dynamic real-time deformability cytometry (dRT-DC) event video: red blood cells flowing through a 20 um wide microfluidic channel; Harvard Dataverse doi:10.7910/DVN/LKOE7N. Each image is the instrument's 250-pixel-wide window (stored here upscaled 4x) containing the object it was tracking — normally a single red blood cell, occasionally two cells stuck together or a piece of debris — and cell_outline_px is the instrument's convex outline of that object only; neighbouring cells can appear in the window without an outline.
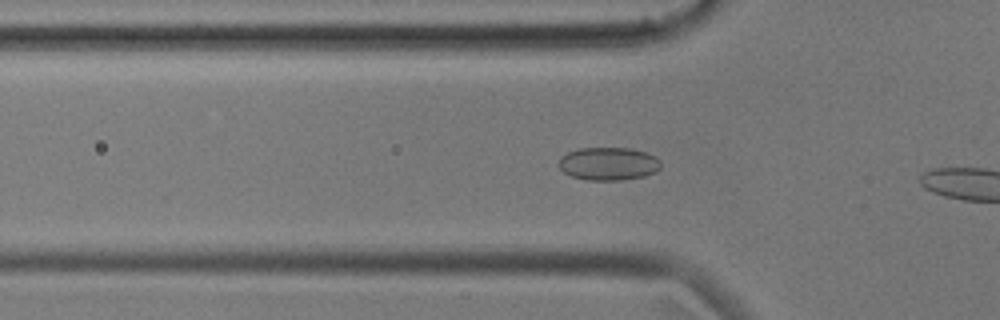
{"species": "common noctule bat (a hibernating species)", "species_latin": "Nyctalus noctula", "temperature_condition": "cold", "stored_images_in_passage": 3, "camera_frame_rate_fps": 3000, "um_per_image_px": 0.085, "animal": {"sex": "male", "body_mass_g": 17.9, "forearm_length_mm": 54.2}, "frame": {"image": 1, "passage_image": 2, "time_ms": 0.333, "image_size_px": [1000, 320], "cell_outline_px": [[660, 168], [656, 172], [644, 176], [620, 180], [588, 180], [572, 176], [564, 172], [560, 168], [560, 160], [568, 152], [580, 148], [628, 148], [644, 152], [656, 156], [660, 160]], "centroid_in_image_um": [51.76, 13.92], "position_along_channel_um": 74.0, "area_um2": 19.42}}